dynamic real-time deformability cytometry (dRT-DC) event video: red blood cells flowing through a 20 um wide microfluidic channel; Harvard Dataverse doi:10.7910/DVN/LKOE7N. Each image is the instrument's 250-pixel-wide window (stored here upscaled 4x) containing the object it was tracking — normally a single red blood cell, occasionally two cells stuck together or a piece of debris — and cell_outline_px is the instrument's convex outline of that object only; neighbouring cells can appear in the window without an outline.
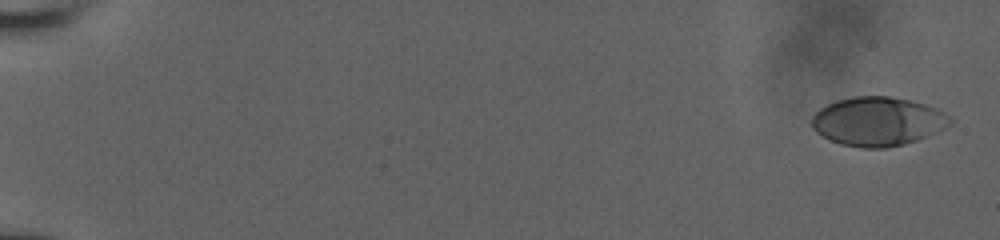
{"species": "human", "species_latin": "Homo sapiens", "temperature_condition": "room temperature", "stored_images_in_passage": 13, "camera_frame_rate_fps": 3000, "um_per_image_px": 0.085, "donor": {"sex": "male"}, "frame": {"image": 1, "passage_image": 1, "time_ms": 0.0, "image_size_px": [1000, 240], "cell_outline_px": [[952, 124], [928, 136], [904, 144], [888, 148], [860, 148], [840, 144], [828, 140], [816, 132], [812, 128], [808, 120], [820, 108], [836, 100], [852, 96], [888, 96], [928, 104], [944, 112], [952, 120]], "centroid_in_image_um": [74.57, 10.32], "position_along_channel_um": 10.4, "area_um2": 39.88}}
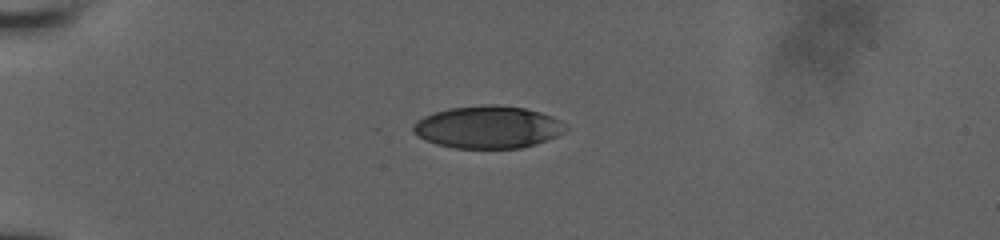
{"frame": {"image": 2, "passage_image": 8, "time_ms": 5.0, "image_size_px": [1000, 240], "cell_outline_px": [[568, 128], [564, 132], [556, 136], [536, 144], [520, 148], [456, 148], [436, 144], [424, 140], [416, 136], [412, 132], [412, 124], [416, 120], [424, 116], [448, 108], [480, 104], [500, 104], [524, 108], [540, 112], [552, 116], [568, 124]], "centroid_in_image_um": [41.46, 10.79], "position_along_channel_um": 43.5, "area_um2": 38.15}}
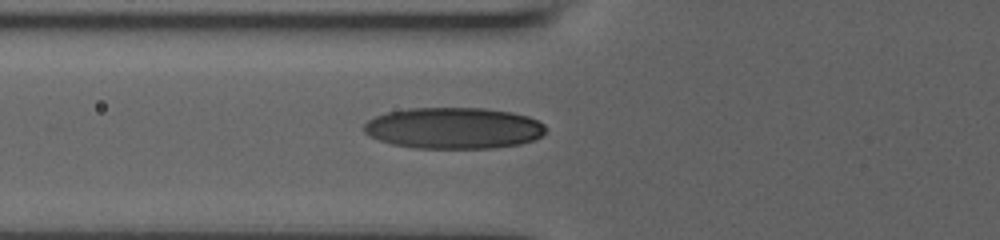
{"frame": {"image": 3, "passage_image": 13, "time_ms": 7.333, "image_size_px": [1000, 240], "cell_outline_px": [[544, 132], [540, 136], [532, 140], [520, 144], [492, 148], [416, 148], [392, 144], [380, 140], [364, 132], [364, 124], [368, 120], [376, 116], [388, 112], [408, 108], [484, 108], [512, 112], [528, 116], [544, 124]], "centroid_in_image_um": [38.56, 10.88], "position_along_channel_um": 87.2, "area_um2": 43.58}}